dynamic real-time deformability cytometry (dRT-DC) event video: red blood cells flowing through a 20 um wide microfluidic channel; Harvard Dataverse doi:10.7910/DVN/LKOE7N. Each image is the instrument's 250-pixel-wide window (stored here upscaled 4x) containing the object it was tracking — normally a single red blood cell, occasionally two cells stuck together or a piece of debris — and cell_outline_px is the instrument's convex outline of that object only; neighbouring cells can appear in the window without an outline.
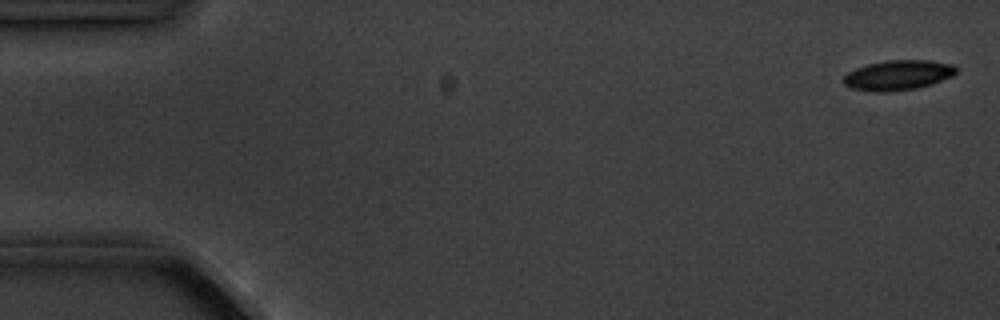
{"species": "common noctule bat (a hibernating species)", "species_latin": "Nyctalus noctula", "temperature_condition": "cold", "stored_images_in_passage": 5, "camera_frame_rate_fps": 3000, "um_per_image_px": 0.085, "animal": {"sex": "male", "body_mass_g": 20.1, "forearm_length_mm": 53.5}, "frame": {"image": 1, "passage_image": 1, "time_ms": 0.0, "image_size_px": [1000, 320], "cell_outline_px": [[956, 72], [952, 76], [932, 84], [916, 88], [888, 92], [872, 92], [848, 88], [840, 80], [848, 72], [856, 68], [868, 64], [888, 60], [932, 60], [952, 64], [956, 68]], "centroid_in_image_um": [76.29, 6.4], "position_along_channel_um": 8.7, "area_um2": 19.88}}